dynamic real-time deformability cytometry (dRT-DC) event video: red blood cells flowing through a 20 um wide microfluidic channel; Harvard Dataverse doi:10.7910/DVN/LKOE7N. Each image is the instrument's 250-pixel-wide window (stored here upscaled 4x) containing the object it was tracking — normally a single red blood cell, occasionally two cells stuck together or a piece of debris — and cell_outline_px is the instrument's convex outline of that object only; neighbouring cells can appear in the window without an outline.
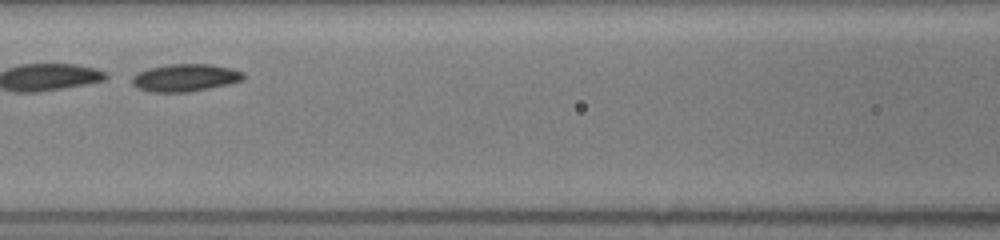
{"species": "common noctule bat (a hibernating species)", "species_latin": "Nyctalus noctula", "temperature_condition": "room temperature", "stored_images_in_passage": 28, "camera_frame_rate_fps": 3000, "um_per_image_px": 0.085, "animal": {"sex": "female", "body_mass_g": 19.5, "forearm_length_mm": 54.1}, "frame": {"image": 1, "passage_image": 9, "time_ms": 2.667, "image_size_px": [1000, 240], "cell_outline_px": [[244, 80], [228, 84], [188, 92], [148, 92], [132, 84], [132, 76], [148, 68], [168, 64], [212, 64], [232, 68], [244, 72]], "centroid_in_image_um": [15.76, 6.6], "position_along_channel_um": 150.8, "area_um2": 17.86}}
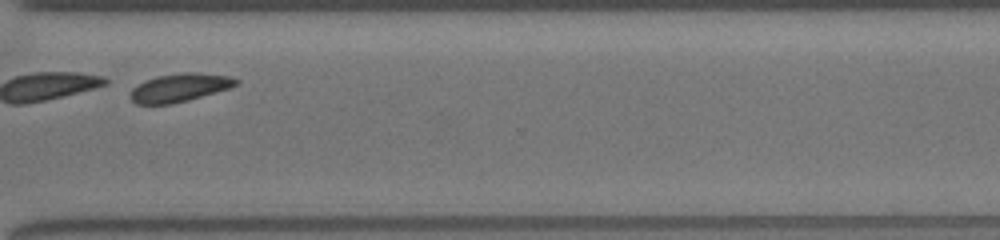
{"frame": {"image": 2, "passage_image": 24, "time_ms": 7.667, "image_size_px": [1000, 240], "cell_outline_px": [[240, 80], [236, 84], [228, 88], [216, 92], [188, 100], [172, 104], [136, 104], [132, 100], [132, 88], [144, 80], [156, 76], [180, 72], [196, 72], [232, 76]], "centroid_in_image_um": [15.28, 7.43], "position_along_channel_um": 355.3, "area_um2": 17.4}}